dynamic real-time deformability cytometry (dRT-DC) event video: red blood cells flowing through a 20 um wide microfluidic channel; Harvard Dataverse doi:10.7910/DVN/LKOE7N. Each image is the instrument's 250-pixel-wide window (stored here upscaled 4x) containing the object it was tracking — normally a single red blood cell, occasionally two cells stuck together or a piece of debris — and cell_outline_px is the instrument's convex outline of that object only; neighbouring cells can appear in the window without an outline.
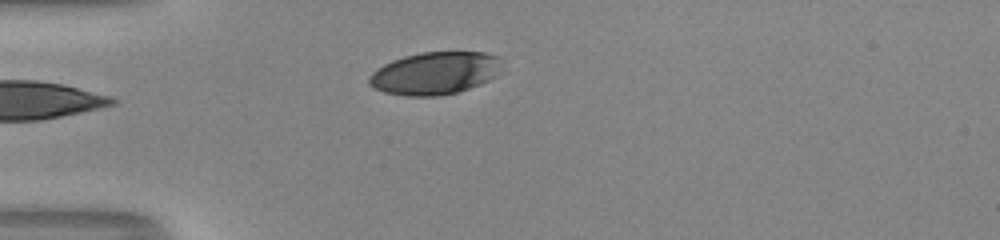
{"species": "human", "species_latin": "Homo sapiens", "temperature_condition": "room temperature", "stored_images_in_passage": 34, "camera_frame_rate_fps": 3000, "um_per_image_px": 0.085, "donor": {"sex": "male"}, "frame": {"image": 1, "passage_image": 1, "time_ms": 0.0, "image_size_px": [1000, 240], "cell_outline_px": [[500, 56], [496, 76], [480, 84], [456, 92], [436, 96], [404, 96], [384, 92], [368, 84], [368, 76], [376, 68], [392, 60], [404, 56], [420, 52], [484, 52]], "centroid_in_image_um": [36.91, 6.21], "position_along_channel_um": 48.1, "area_um2": 32.83}}
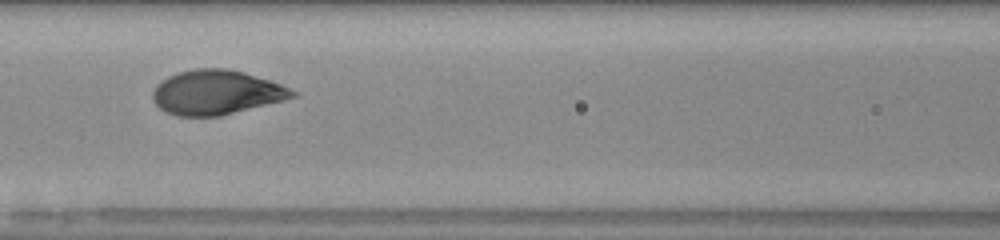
{"frame": {"image": 2, "passage_image": 10, "time_ms": 3.0, "image_size_px": [1000, 240], "cell_outline_px": [[296, 96], [284, 100], [220, 116], [176, 116], [160, 108], [152, 100], [152, 92], [156, 84], [168, 76], [180, 72], [196, 68], [228, 68], [244, 72], [280, 84], [296, 92]], "centroid_in_image_um": [18.35, 7.85], "position_along_channel_um": 148.2, "area_um2": 36.01}}
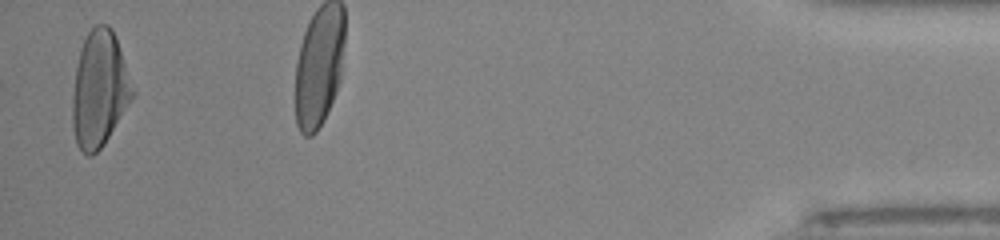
{"frame": {"image": 3, "passage_image": 33, "time_ms": 10.667, "image_size_px": [1000, 240], "cell_outline_px": [[136, 92], [132, 100], [104, 144], [92, 156], [88, 156], [76, 144], [72, 128], [72, 96], [76, 64], [80, 48], [88, 32], [96, 24], [108, 24], [112, 28], [116, 36]], "centroid_in_image_um": [8.46, 7.57], "position_along_channel_um": 426.7, "area_um2": 41.04}, "authors_computed_cell_mechanics": {"area_um2": 37.3966, "velocity_mm_per_s": 4.0413, "shape_relaxation_time_tau1_ms": 3.3015, "shape_relaxation_time_tau2_ms": null, "deformation_change_tau1": 0.175, "deformation_change_tau2": null}}